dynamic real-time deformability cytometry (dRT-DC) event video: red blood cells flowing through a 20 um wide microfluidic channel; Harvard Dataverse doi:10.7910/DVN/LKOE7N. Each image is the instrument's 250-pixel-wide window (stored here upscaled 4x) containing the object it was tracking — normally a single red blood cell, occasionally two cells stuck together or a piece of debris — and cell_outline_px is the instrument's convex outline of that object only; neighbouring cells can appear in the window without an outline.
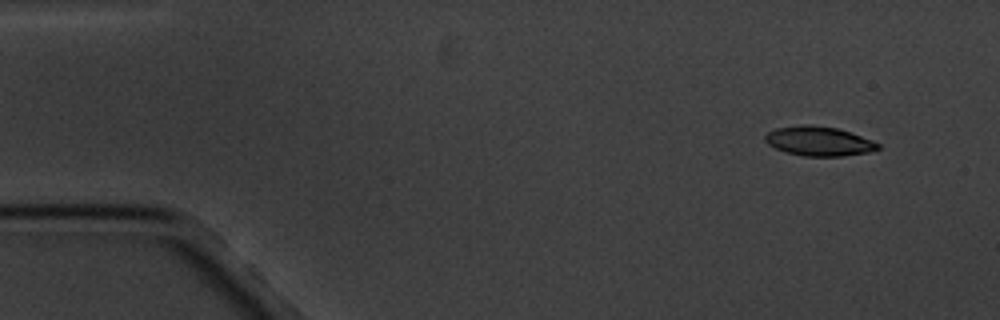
{"species": "common noctule bat (a hibernating species)", "species_latin": "Nyctalus noctula", "temperature_condition": "cold", "stored_images_in_passage": 6, "camera_frame_rate_fps": 3000, "um_per_image_px": 0.085, "animal": {"sex": "male", "body_mass_g": 20.1, "forearm_length_mm": 53.5}, "frame": {"image": 1, "passage_image": 2, "time_ms": 1.0, "image_size_px": [1000, 320], "cell_outline_px": [[880, 148], [868, 152], [840, 156], [804, 156], [784, 152], [768, 144], [764, 140], [764, 136], [768, 132], [776, 128], [804, 124], [808, 124], [836, 128], [872, 140], [880, 144]], "centroid_in_image_um": [69.56, 12.0], "position_along_channel_um": 15.4, "area_um2": 19.19}}
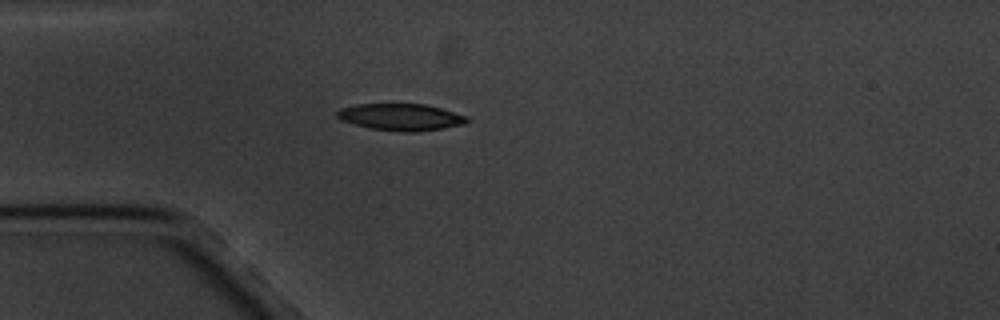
{"frame": {"image": 2, "passage_image": 5, "time_ms": 4.667, "image_size_px": [1000, 320], "cell_outline_px": [[468, 120], [464, 124], [444, 128], [416, 132], [400, 132], [372, 128], [340, 120], [336, 116], [336, 112], [340, 108], [356, 104], [424, 104], [440, 108], [468, 116]], "centroid_in_image_um": [34.07, 9.95], "position_along_channel_um": 50.9, "area_um2": 20.23}}